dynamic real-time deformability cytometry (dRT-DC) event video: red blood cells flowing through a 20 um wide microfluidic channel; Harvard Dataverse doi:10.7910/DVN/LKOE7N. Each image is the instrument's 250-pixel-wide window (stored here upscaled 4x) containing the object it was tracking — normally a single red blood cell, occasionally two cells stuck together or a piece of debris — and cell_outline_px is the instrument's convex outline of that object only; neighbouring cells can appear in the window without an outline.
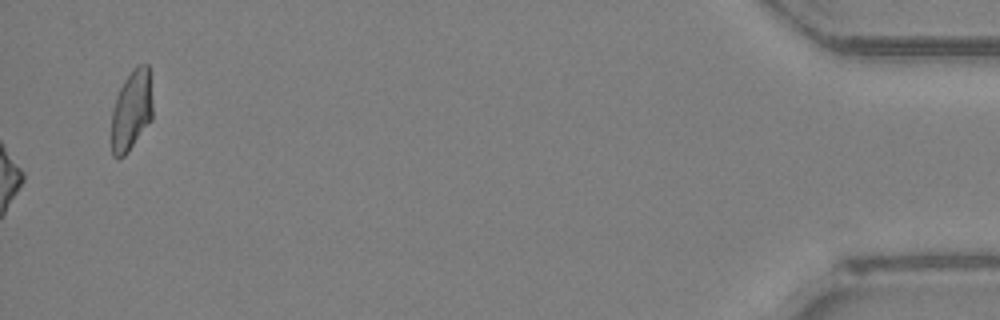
{"species": "Egyptian fruit bat (a non-hibernating species)", "species_latin": "Rousettus aegyptiacus", "temperature_condition": "room temperature", "stored_images_in_passage": 50, "camera_frame_rate_fps": 3000, "um_per_image_px": 0.085, "animal": {"sex": "female"}, "frame": {"image": 1, "passage_image": 50, "time_ms": 16.333, "image_size_px": [1000, 320], "cell_outline_px": [[152, 120], [128, 152], [124, 156], [116, 160], [112, 156], [112, 108], [116, 96], [124, 80], [132, 68], [136, 64], [148, 64], [152, 104]], "centroid_in_image_um": [11.17, 9.39], "position_along_channel_um": 424.0, "area_um2": 19.54}, "authors_computed_cell_mechanics": {"area_um2": 21.2993, "velocity_mm_per_s": 4.2259, "shape_relaxation_time_tau1_ms": 8.6398, "shape_relaxation_time_tau2_ms": null, "deformation_change_tau1": 0.2061, "deformation_change_tau2": null}}